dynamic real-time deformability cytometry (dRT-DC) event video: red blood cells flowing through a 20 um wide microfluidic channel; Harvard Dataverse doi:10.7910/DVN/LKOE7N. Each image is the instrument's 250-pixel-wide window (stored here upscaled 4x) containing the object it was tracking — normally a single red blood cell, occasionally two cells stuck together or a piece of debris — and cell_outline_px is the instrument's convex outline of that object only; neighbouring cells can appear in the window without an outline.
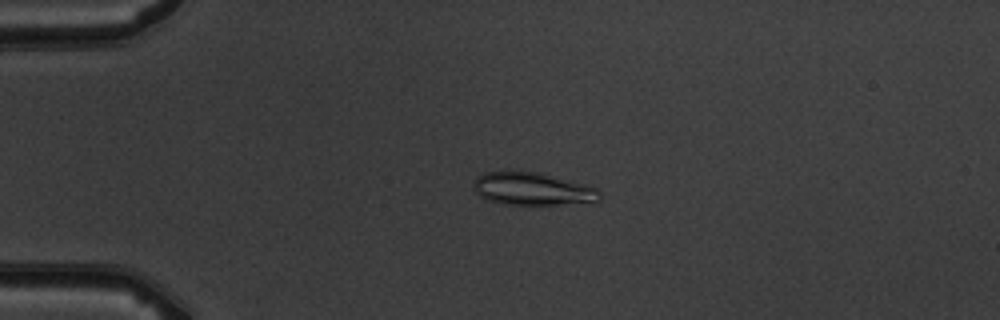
{"species": "common noctule bat (a hibernating species)", "species_latin": "Nyctalus noctula", "temperature_condition": "warm", "stored_images_in_passage": 4, "camera_frame_rate_fps": 3000, "um_per_image_px": 0.085, "animal": {"sex": "male", "body_mass_g": 19.5, "forearm_length_mm": 54.6}, "frame": {"image": 1, "passage_image": 3, "time_ms": 3.333, "image_size_px": [1000, 320], "cell_outline_px": [[600, 200], [556, 204], [504, 204], [488, 200], [480, 196], [476, 192], [476, 176], [484, 172], [540, 172], [588, 184], [596, 188], [600, 192]], "centroid_in_image_um": [45.29, 16.04], "position_along_channel_um": 39.7, "area_um2": 23.64}}